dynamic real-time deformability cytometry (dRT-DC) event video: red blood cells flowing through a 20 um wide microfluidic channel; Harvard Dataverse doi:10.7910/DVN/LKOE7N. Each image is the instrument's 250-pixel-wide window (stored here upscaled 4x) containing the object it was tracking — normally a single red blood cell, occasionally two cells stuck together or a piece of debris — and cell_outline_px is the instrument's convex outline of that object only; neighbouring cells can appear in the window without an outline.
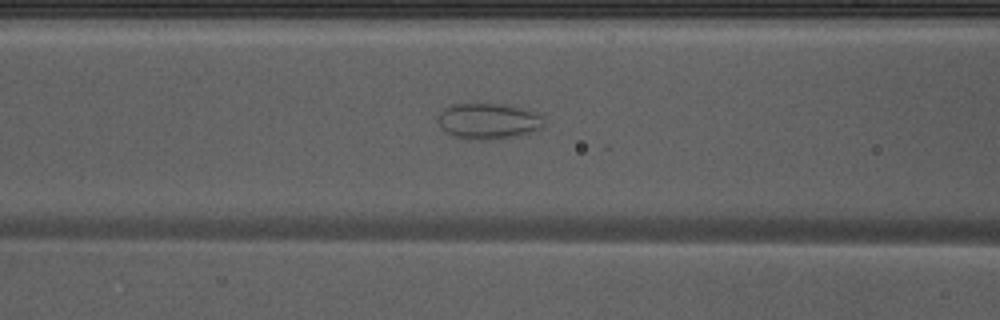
{"species": "Egyptian fruit bat (a non-hibernating species)", "species_latin": "Rousettus aegyptiacus", "temperature_condition": "warm", "stored_images_in_passage": 44, "camera_frame_rate_fps": 3000, "um_per_image_px": 0.085, "animal": {"sex": "male"}, "frame": {"image": 1, "passage_image": 19, "time_ms": 6.0, "image_size_px": [1000, 320], "cell_outline_px": [[544, 128], [532, 132], [516, 136], [484, 140], [480, 140], [456, 136], [440, 128], [436, 120], [440, 112], [444, 108], [452, 104], [508, 104], [544, 116]], "centroid_in_image_um": [41.52, 10.29], "position_along_channel_um": 125.1, "area_um2": 22.14}, "authors_computed_cell_mechanics": {"area_um2": 23.9581, "velocity_mm_per_s": 3.9782, "shape_relaxation_time_tau1_ms": null, "shape_relaxation_time_tau2_ms": 1.1406, "deformation_change_tau1": null, "deformation_change_tau2": 0.0635}}